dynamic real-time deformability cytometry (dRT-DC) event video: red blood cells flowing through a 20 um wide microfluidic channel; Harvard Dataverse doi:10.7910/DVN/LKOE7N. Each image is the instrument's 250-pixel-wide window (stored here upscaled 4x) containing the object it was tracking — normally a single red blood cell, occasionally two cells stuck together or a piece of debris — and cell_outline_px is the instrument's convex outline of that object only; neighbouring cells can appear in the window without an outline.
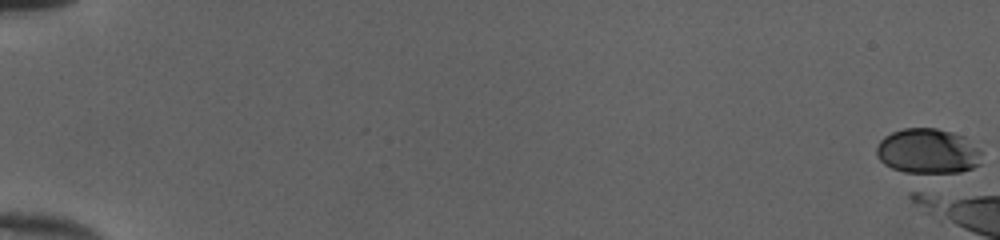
{"species": "human", "species_latin": "Homo sapiens", "temperature_condition": "cold", "stored_images_in_passage": 4, "camera_frame_rate_fps": 3000, "um_per_image_px": 0.085, "donor": {"sex": "female"}, "frame": {"image": 1, "passage_image": 1, "time_ms": 0.0, "image_size_px": [1000, 240], "cell_outline_px": [[980, 164], [972, 168], [960, 172], [920, 176], [912, 176], [892, 168], [884, 164], [876, 156], [876, 144], [884, 136], [892, 132], [904, 128], [936, 128], [952, 132], [964, 136], [980, 148]], "centroid_in_image_um": [78.84, 12.9], "position_along_channel_um": 6.2, "area_um2": 28.73}}